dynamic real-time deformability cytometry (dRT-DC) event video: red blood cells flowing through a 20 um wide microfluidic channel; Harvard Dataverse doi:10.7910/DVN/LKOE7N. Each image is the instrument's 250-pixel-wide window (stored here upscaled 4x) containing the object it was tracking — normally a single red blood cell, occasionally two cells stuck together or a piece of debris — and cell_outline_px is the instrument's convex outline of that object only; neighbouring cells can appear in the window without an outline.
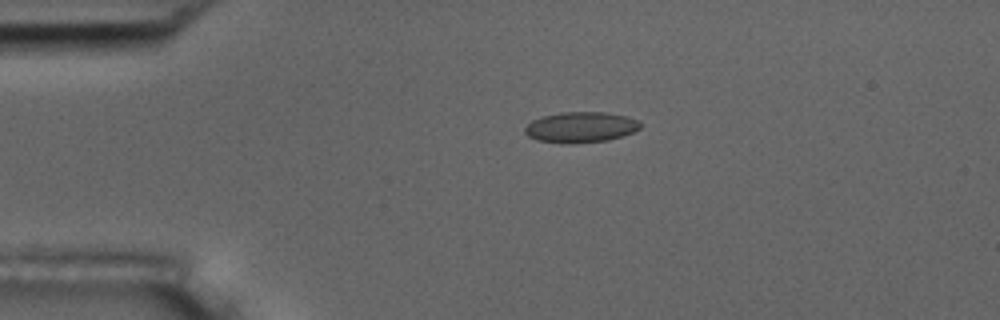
{"species": "common noctule bat (a hibernating species)", "species_latin": "Nyctalus noctula", "temperature_condition": "room temperature", "stored_images_in_passage": 7, "camera_frame_rate_fps": 3000, "um_per_image_px": 0.085, "animal": {"sex": "male", "body_mass_g": 17.5, "forearm_length_mm": 52.3}, "frame": {"image": 1, "passage_image": 4, "time_ms": 3.667, "image_size_px": [1000, 320], "cell_outline_px": [[640, 128], [632, 132], [608, 140], [572, 144], [540, 140], [528, 136], [524, 132], [524, 128], [532, 120], [544, 116], [564, 112], [604, 112], [624, 116], [640, 120]], "centroid_in_image_um": [49.36, 10.81], "position_along_channel_um": 35.6, "area_um2": 20.35}}
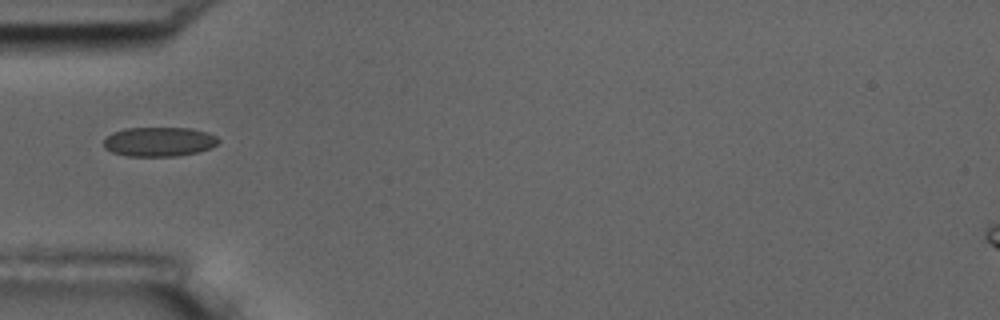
{"frame": {"image": 2, "passage_image": 5, "time_ms": 5.667, "image_size_px": [1000, 320], "cell_outline_px": [[220, 140], [212, 148], [196, 152], [176, 156], [128, 156], [112, 152], [104, 148], [104, 140], [112, 132], [124, 128], [192, 128], [208, 132], [216, 136]], "centroid_in_image_um": [13.53, 12.04], "position_along_channel_um": 71.5, "area_um2": 19.71}}